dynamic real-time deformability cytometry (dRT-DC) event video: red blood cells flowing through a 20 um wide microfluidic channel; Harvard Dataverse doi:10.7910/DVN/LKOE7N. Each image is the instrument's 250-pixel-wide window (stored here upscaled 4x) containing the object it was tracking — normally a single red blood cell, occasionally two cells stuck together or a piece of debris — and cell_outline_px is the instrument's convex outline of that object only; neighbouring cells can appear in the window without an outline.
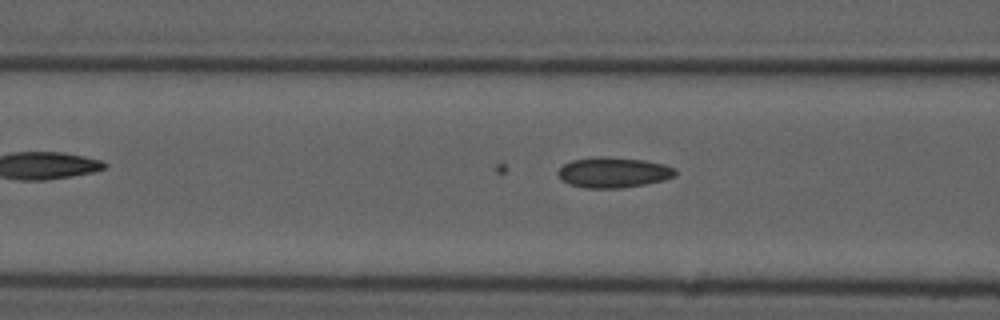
{"species": "common noctule bat (a hibernating species)", "species_latin": "Nyctalus noctula", "temperature_condition": "cold", "stored_images_in_passage": 8, "camera_frame_rate_fps": 3000, "um_per_image_px": 0.085, "animal": {"sex": "male", "forearm_length_mm": 52.5}, "frame": {"image": 1, "passage_image": 6, "time_ms": 1.667, "image_size_px": [1000, 320], "cell_outline_px": [[676, 176], [664, 180], [644, 184], [620, 188], [584, 188], [568, 184], [560, 180], [556, 172], [564, 164], [572, 160], [600, 156], [608, 156], [644, 160], [664, 164], [676, 168]], "centroid_in_image_um": [52.12, 14.65], "position_along_channel_um": 114.5, "area_um2": 21.04}}